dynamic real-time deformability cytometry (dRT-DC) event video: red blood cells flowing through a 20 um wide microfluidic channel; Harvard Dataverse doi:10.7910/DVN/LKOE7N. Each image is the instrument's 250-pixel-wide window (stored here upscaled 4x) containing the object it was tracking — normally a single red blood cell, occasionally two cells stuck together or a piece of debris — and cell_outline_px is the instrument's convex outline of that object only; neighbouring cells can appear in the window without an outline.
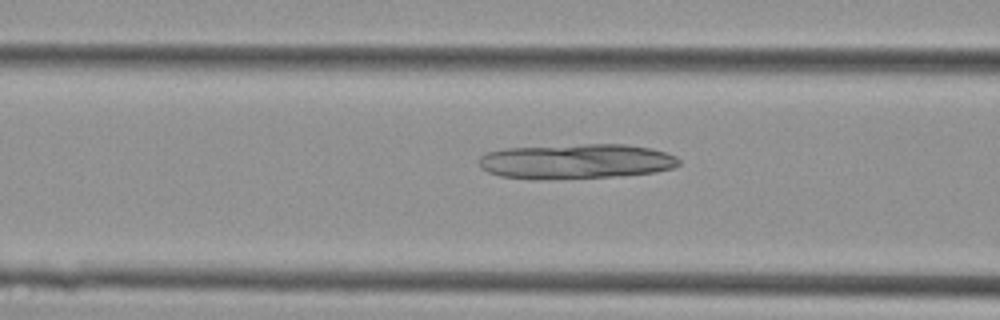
{"species": "Egyptian fruit bat (a non-hibernating species)", "species_latin": "Rousettus aegyptiacus", "temperature_condition": "cold", "stored_images_in_passage": 39, "camera_frame_rate_fps": 3000, "um_per_image_px": 0.085, "animal": {"sex": "female"}, "frame": {"image": 1, "passage_image": 17, "time_ms": 5.333, "image_size_px": [1000, 320], "cell_outline_px": [[680, 164], [672, 168], [656, 172], [624, 176], [500, 176], [488, 172], [480, 168], [480, 156], [488, 152], [504, 148], [584, 144], [624, 144], [652, 148], [676, 156], [680, 160]], "centroid_in_image_um": [49.07, 13.66], "position_along_channel_um": 117.5, "area_um2": 39.36}}
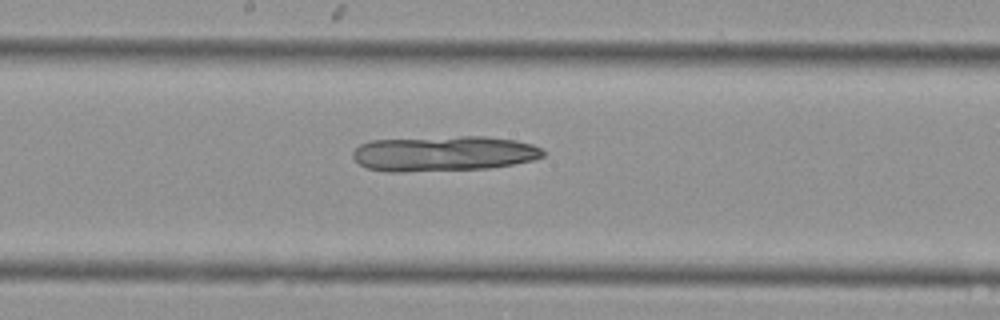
{"frame": {"image": 2, "passage_image": 23, "time_ms": 7.333, "image_size_px": [1000, 320], "cell_outline_px": [[544, 156], [532, 160], [512, 164], [488, 168], [400, 172], [388, 172], [368, 168], [360, 164], [352, 156], [352, 152], [360, 144], [372, 140], [460, 136], [484, 136], [516, 140], [532, 144], [540, 148], [544, 152]], "centroid_in_image_um": [37.7, 13.05], "position_along_channel_um": 210.5, "area_um2": 39.02}}
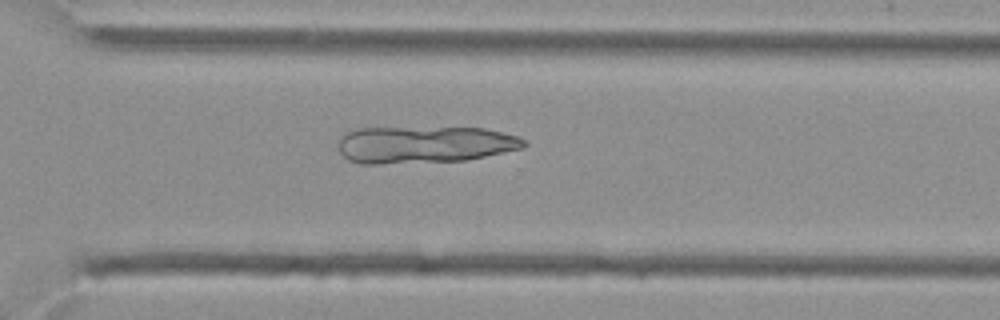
{"frame": {"image": 3, "passage_image": 31, "time_ms": 10.0, "image_size_px": [1000, 320], "cell_outline_px": [[528, 144], [524, 148], [468, 160], [380, 164], [360, 164], [348, 160], [340, 152], [340, 136], [344, 132], [356, 128], [484, 128], [516, 136], [528, 140]], "centroid_in_image_um": [36.08, 12.3], "position_along_channel_um": 334.5, "area_um2": 40.29}}